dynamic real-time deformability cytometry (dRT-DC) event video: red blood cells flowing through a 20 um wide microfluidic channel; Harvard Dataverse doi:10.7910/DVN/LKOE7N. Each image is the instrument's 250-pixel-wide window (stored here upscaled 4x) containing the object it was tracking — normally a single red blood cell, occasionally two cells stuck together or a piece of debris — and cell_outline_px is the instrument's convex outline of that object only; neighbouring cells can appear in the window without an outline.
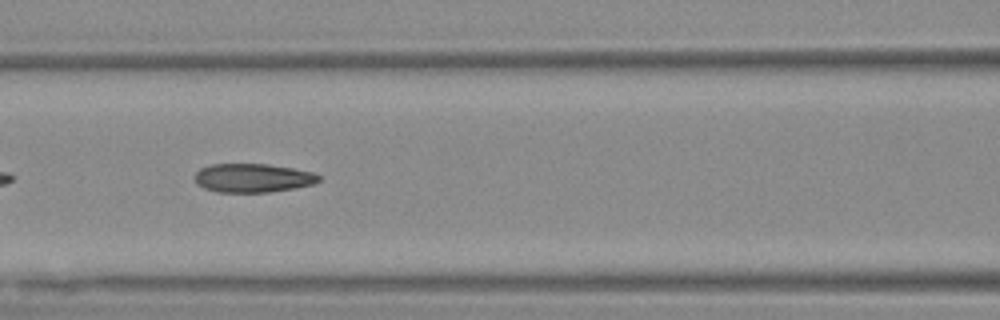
{"species": "Egyptian fruit bat (a non-hibernating species)", "species_latin": "Rousettus aegyptiacus", "temperature_condition": "warm", "stored_images_in_passage": 22, "camera_frame_rate_fps": 3000, "um_per_image_px": 0.085, "animal": {"sex": "female"}, "frame": {"image": 1, "passage_image": 8, "time_ms": 2.333, "image_size_px": [1000, 320], "cell_outline_px": [[320, 180], [312, 184], [292, 188], [268, 192], [216, 192], [204, 188], [196, 184], [196, 172], [200, 168], [212, 164], [268, 164], [292, 168], [312, 172], [320, 176]], "centroid_in_image_um": [21.46, 15.12], "position_along_channel_um": 145.1, "area_um2": 20.63}}
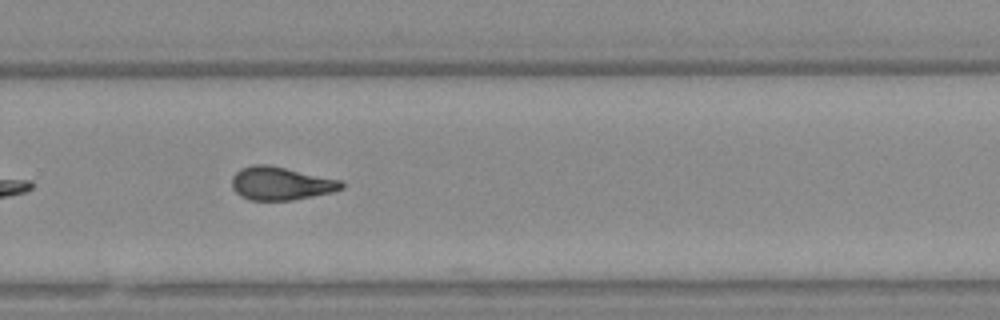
{"frame": {"image": 2, "passage_image": 21, "time_ms": 6.667, "image_size_px": [1000, 320], "cell_outline_px": [[344, 188], [332, 192], [292, 200], [248, 200], [240, 196], [232, 188], [232, 176], [240, 168], [252, 164], [268, 164], [340, 180], [344, 184]], "centroid_in_image_um": [23.83, 15.59], "position_along_channel_um": 306.0, "area_um2": 21.21}}